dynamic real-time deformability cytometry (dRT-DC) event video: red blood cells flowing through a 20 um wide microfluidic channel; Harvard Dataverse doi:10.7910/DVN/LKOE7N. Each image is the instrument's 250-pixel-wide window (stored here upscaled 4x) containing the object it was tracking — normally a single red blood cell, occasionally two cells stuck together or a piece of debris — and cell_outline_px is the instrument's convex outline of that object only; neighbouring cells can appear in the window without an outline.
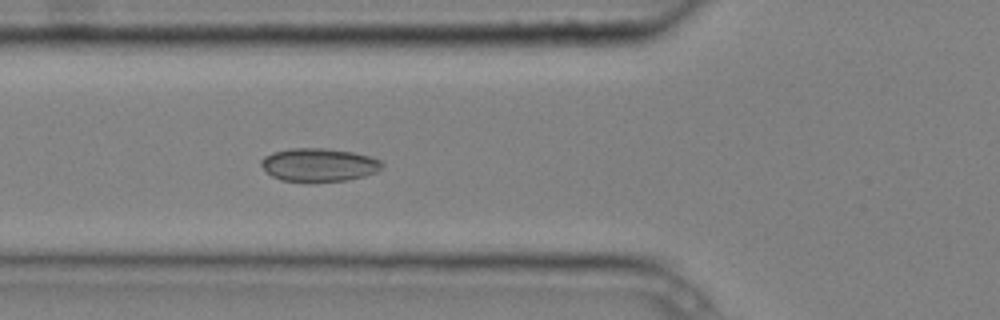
{"species": "common noctule bat (a hibernating species)", "species_latin": "Nyctalus noctula", "temperature_condition": "cold", "stored_images_in_passage": 5, "camera_frame_rate_fps": 3000, "um_per_image_px": 0.085, "animal": {"sex": "male", "body_mass_g": 20.4}, "frame": {"image": 1, "passage_image": 5, "time_ms": 1.333, "image_size_px": [1000, 320], "cell_outline_px": [[384, 164], [376, 172], [364, 176], [348, 180], [312, 184], [308, 184], [280, 180], [272, 176], [260, 164], [260, 160], [264, 156], [272, 152], [288, 148], [324, 148], [352, 152], [368, 156], [380, 160]], "centroid_in_image_um": [27.06, 14.04], "position_along_channel_um": 98.7, "area_um2": 24.04}}